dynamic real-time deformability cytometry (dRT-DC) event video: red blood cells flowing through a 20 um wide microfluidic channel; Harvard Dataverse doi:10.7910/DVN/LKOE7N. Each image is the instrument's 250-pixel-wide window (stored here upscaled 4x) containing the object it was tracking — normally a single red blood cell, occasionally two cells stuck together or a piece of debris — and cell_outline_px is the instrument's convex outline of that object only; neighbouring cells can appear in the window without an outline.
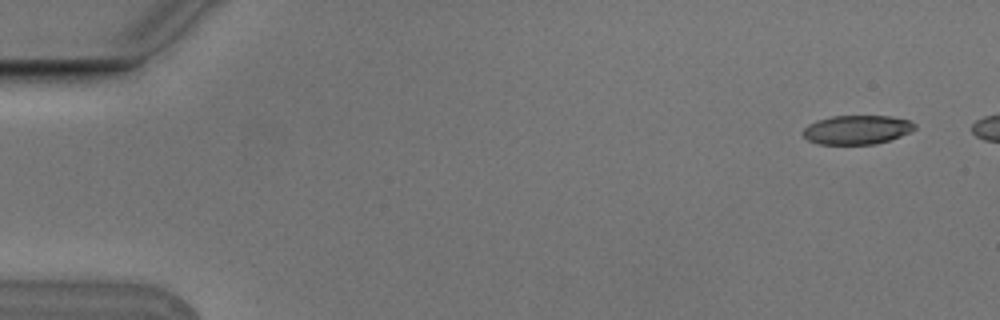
{"species": "Egyptian fruit bat (a non-hibernating species)", "species_latin": "Rousettus aegyptiacus", "temperature_condition": "cold", "stored_images_in_passage": 9, "segment_of_instrument_passage": [1, 2], "camera_frame_rate_fps": 3000, "um_per_image_px": 0.085, "animal": {"sex": "male"}, "frame": {"image": 1, "passage_image": 1, "time_ms": 0.0, "image_size_px": [1000, 320], "cell_outline_px": [[916, 128], [900, 136], [876, 144], [820, 144], [808, 140], [800, 132], [808, 124], [816, 120], [832, 116], [892, 116], [908, 120], [916, 124]], "centroid_in_image_um": [72.81, 11.02], "position_along_channel_um": 12.2, "area_um2": 18.9}}
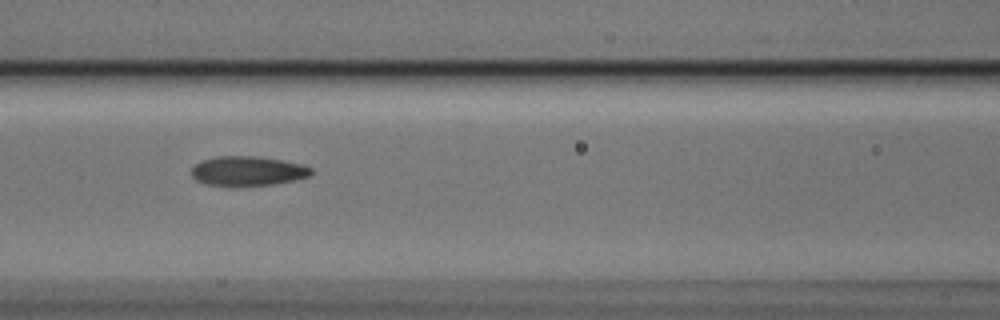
{"frame": {"image": 2, "passage_image": 7, "time_ms": 2.0, "image_size_px": [1000, 320], "cell_outline_px": [[312, 172], [308, 176], [292, 180], [272, 184], [204, 184], [196, 180], [192, 176], [192, 168], [200, 160], [216, 156], [260, 156], [300, 164], [312, 168]], "centroid_in_image_um": [21.02, 14.5], "position_along_channel_um": 145.6, "area_um2": 20.0}}
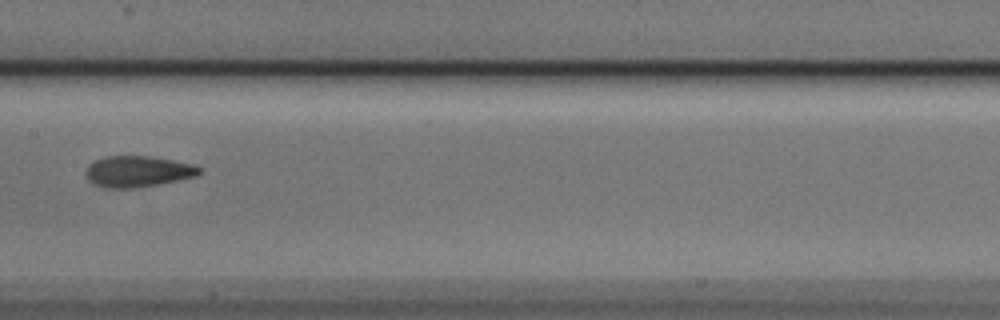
{"frame": {"image": 3, "passage_image": 8, "time_ms": 2.333, "image_size_px": [1000, 320], "cell_outline_px": [[200, 172], [196, 176], [160, 184], [136, 188], [104, 188], [88, 180], [84, 172], [88, 164], [104, 156], [148, 156], [172, 160], [192, 164], [200, 168]], "centroid_in_image_um": [11.67, 14.58], "position_along_channel_um": 195.7, "area_um2": 20.58}}